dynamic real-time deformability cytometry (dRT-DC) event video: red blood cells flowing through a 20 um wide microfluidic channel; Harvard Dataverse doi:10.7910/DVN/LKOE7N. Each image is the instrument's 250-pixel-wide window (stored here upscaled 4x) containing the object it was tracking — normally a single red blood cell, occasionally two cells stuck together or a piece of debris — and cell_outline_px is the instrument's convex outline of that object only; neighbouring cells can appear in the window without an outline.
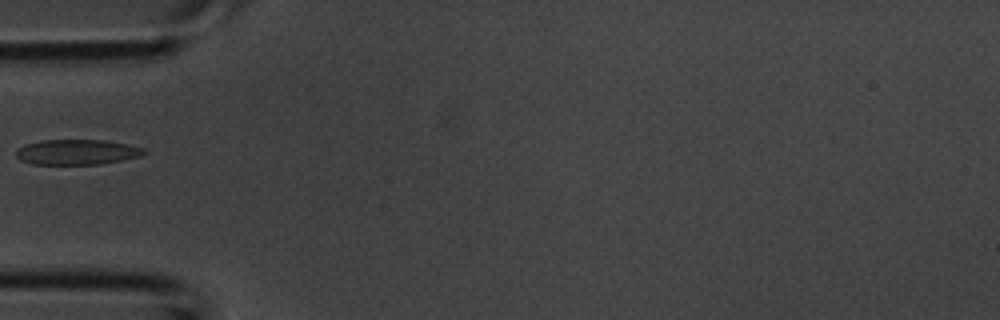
{"species": "common noctule bat (a hibernating species)", "species_latin": "Nyctalus noctula", "temperature_condition": "room temperature", "stored_images_in_passage": 4, "camera_frame_rate_fps": 3000, "um_per_image_px": 0.085, "animal": {"sex": "male", "body_mass_g": 20.1, "forearm_length_mm": 53.5}, "frame": {"image": 1, "passage_image": 4, "time_ms": 1.0, "image_size_px": [1000, 320], "cell_outline_px": [[148, 152], [140, 156], [100, 164], [32, 164], [20, 160], [16, 156], [16, 148], [40, 140], [104, 140], [128, 144], [144, 148]], "centroid_in_image_um": [6.54, 12.92], "position_along_channel_um": 78.5, "area_um2": 18.79}}